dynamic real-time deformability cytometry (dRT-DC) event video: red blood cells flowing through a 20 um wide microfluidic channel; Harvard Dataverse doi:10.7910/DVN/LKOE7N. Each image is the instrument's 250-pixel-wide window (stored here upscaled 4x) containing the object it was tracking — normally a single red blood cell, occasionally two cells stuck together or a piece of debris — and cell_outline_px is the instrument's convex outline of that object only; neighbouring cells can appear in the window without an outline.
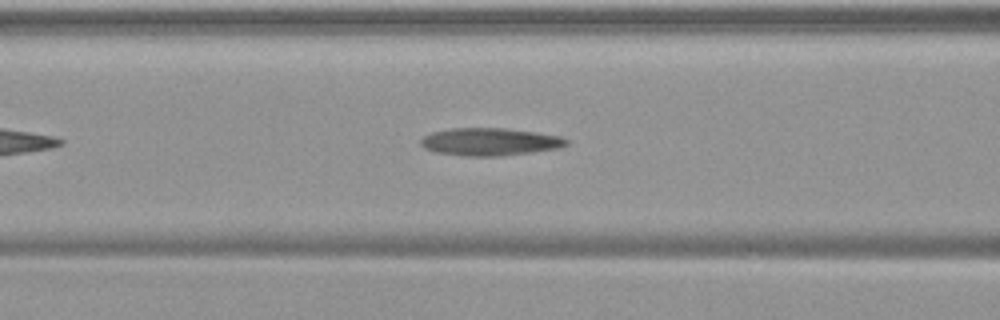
{"species": "common noctule bat (a hibernating species)", "species_latin": "Nyctalus noctula", "temperature_condition": "warm", "stored_images_in_passage": 42, "camera_frame_rate_fps": 3000, "um_per_image_px": 0.085, "animal": {"sex": "female", "body_mass_g": 19.9}, "frame": {"image": 1, "passage_image": 9, "time_ms": 2.667, "image_size_px": [1000, 320], "cell_outline_px": [[568, 144], [560, 148], [532, 152], [500, 156], [464, 156], [436, 152], [424, 148], [420, 144], [420, 140], [424, 136], [432, 132], [452, 128], [504, 128], [536, 132], [560, 136], [568, 140]], "centroid_in_image_um": [41.64, 12.05], "position_along_channel_um": 125.0, "area_um2": 23.47}}
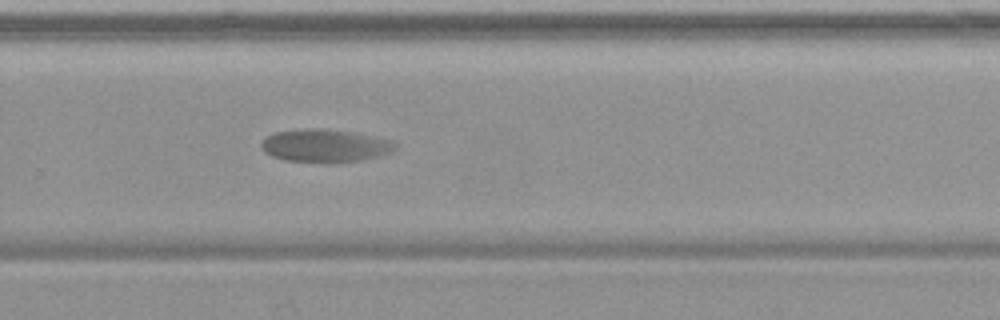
{"frame": {"image": 2, "passage_image": 24, "time_ms": 7.667, "image_size_px": [1000, 320], "cell_outline_px": [[400, 144], [392, 152], [380, 156], [364, 160], [332, 164], [284, 160], [272, 156], [264, 152], [260, 144], [260, 140], [276, 132], [304, 128], [324, 128], [356, 132], [392, 140]], "centroid_in_image_um": [27.68, 12.39], "position_along_channel_um": 302.1, "area_um2": 26.53}}
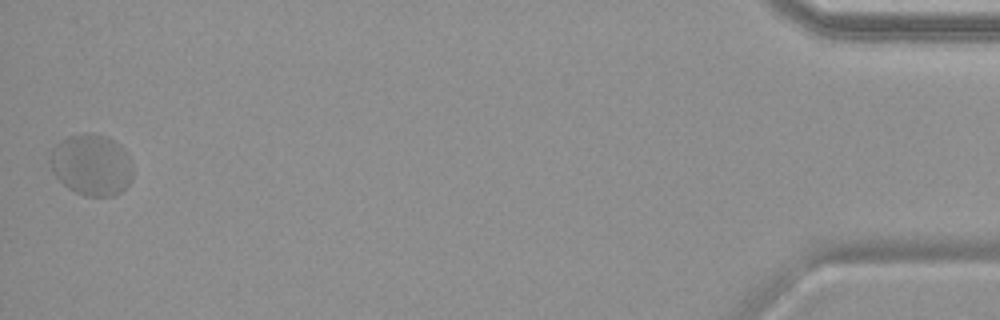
{"frame": {"image": 3, "passage_image": 42, "time_ms": 13.667, "image_size_px": [1000, 320], "cell_outline_px": [[132, 180], [116, 196], [84, 196], [68, 188], [52, 172], [48, 160], [52, 148], [60, 140], [68, 136], [84, 132], [92, 132], [108, 136], [120, 144], [124, 148], [132, 164]], "centroid_in_image_um": [7.77, 13.98], "position_along_channel_um": 427.4, "area_um2": 30.11}, "authors_computed_cell_mechanics": {"area_um2": 25.3742, "velocity_mm_per_s": 3.5537, "shape_relaxation_time_tau1_ms": 6.3905, "shape_relaxation_time_tau2_ms": null, "deformation_change_tau1": 0.1371, "deformation_change_tau2": null}}